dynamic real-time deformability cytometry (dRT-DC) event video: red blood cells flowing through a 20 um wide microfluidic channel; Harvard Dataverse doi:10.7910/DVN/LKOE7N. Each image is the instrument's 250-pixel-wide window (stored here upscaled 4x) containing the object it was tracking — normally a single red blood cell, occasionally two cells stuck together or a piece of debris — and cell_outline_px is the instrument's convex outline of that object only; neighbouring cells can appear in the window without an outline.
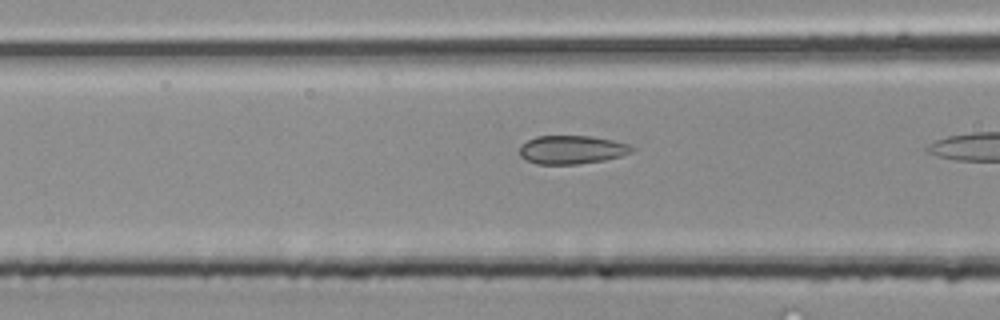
{"species": "common noctule bat (a hibernating species)", "species_latin": "Nyctalus noctula", "temperature_condition": "room temperature", "stored_images_in_passage": 13, "camera_frame_rate_fps": 3000, "um_per_image_px": 0.085, "animal": {"sex": "male", "body_mass_g": 20.4}, "frame": {"image": 1, "passage_image": 11, "time_ms": 3.333, "image_size_px": [1000, 320], "cell_outline_px": [[636, 148], [632, 152], [620, 156], [604, 160], [580, 164], [536, 164], [520, 156], [520, 148], [528, 140], [536, 136], [592, 136], [612, 140], [628, 144]], "centroid_in_image_um": [48.63, 12.73], "position_along_channel_um": 118.0, "area_um2": 18.55}}